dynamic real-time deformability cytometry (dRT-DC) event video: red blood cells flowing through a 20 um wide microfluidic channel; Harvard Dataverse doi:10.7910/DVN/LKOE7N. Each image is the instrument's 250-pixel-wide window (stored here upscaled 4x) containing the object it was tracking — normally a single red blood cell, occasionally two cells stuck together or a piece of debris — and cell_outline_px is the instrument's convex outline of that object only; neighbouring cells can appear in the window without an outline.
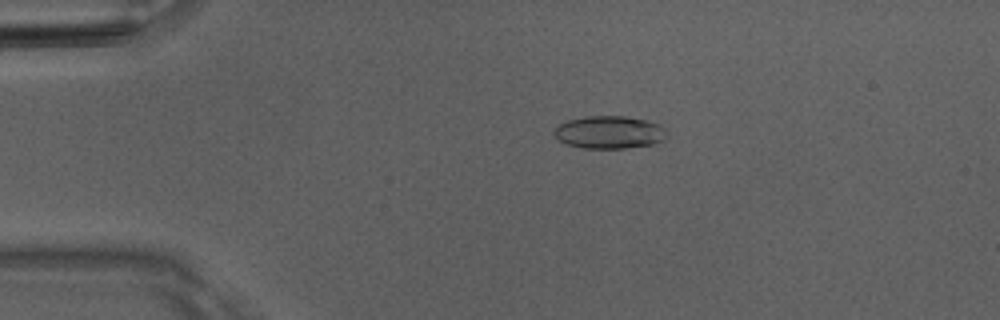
{"species": "Egyptian fruit bat (a non-hibernating species)", "species_latin": "Rousettus aegyptiacus", "temperature_condition": "room temperature", "stored_images_in_passage": 41, "camera_frame_rate_fps": 3000, "um_per_image_px": 0.085, "animal": {"sex": "male"}, "frame": {"image": 1, "passage_image": 1, "time_ms": 0.0, "image_size_px": [1000, 320], "cell_outline_px": [[668, 136], [664, 140], [656, 144], [628, 148], [584, 148], [568, 144], [556, 140], [552, 132], [560, 124], [568, 120], [584, 116], [624, 116], [648, 120], [660, 124], [668, 128]], "centroid_in_image_um": [51.86, 11.24], "position_along_channel_um": 33.1, "area_um2": 21.96}}
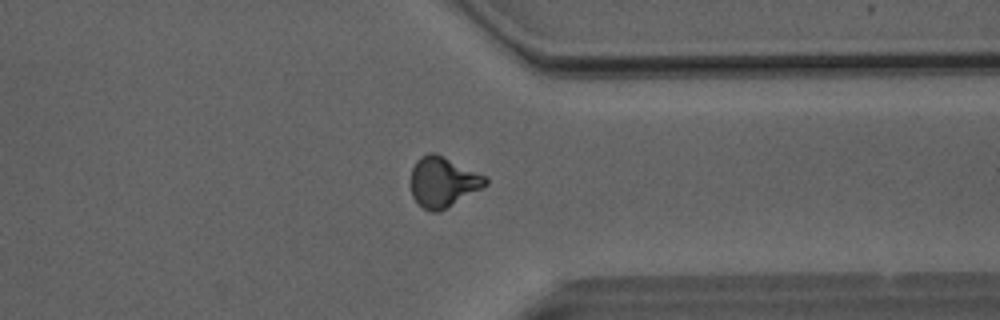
{"frame": {"image": 2, "passage_image": 30, "time_ms": 9.667, "image_size_px": [1000, 320], "cell_outline_px": [[488, 184], [444, 208], [436, 212], [432, 212], [424, 208], [412, 196], [412, 168], [416, 160], [420, 156], [428, 152], [436, 152], [488, 176]], "centroid_in_image_um": [37.67, 15.4], "position_along_channel_um": 373.7, "area_um2": 21.62}}
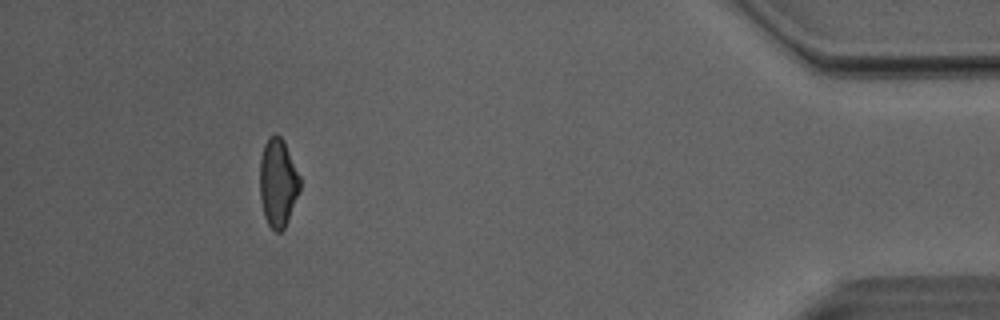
{"frame": {"image": 3, "passage_image": 37, "time_ms": 12.0, "image_size_px": [1000, 320], "cell_outline_px": [[300, 188], [288, 220], [284, 228], [280, 232], [276, 232], [268, 224], [264, 216], [260, 200], [260, 160], [264, 144], [268, 136], [276, 132], [280, 136], [300, 176]], "centroid_in_image_um": [23.6, 15.53], "position_along_channel_um": 411.6, "area_um2": 20.46}, "authors_computed_cell_mechanics": {"area_um2": 21.2126, "velocity_mm_per_s": 4.0601, "shape_relaxation_time_tau1_ms": 6.7719, "shape_relaxation_time_tau2_ms": 2.1815, "deformation_change_tau1": 0.1916, "deformation_change_tau2": 0.0885}}